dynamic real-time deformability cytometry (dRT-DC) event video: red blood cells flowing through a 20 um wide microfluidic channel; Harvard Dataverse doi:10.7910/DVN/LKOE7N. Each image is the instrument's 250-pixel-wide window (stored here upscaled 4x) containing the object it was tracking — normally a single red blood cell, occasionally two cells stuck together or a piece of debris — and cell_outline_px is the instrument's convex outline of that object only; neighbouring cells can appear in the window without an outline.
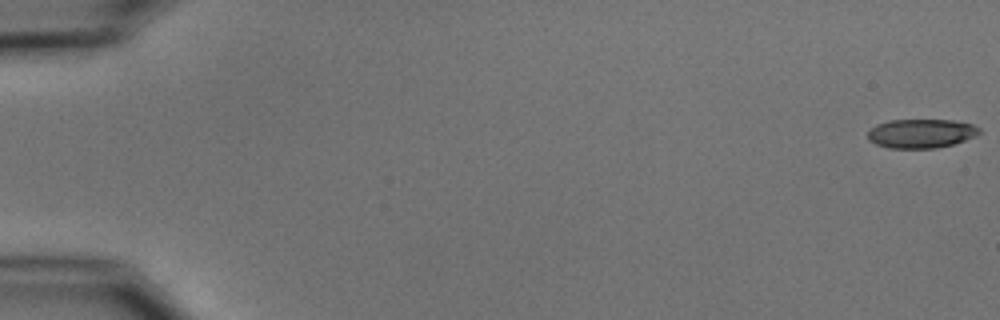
{"species": "common noctule bat (a hibernating species)", "species_latin": "Nyctalus noctula", "temperature_condition": "cold", "stored_images_in_passage": 17, "camera_frame_rate_fps": 3000, "um_per_image_px": 0.085, "animal": {"sex": "male", "body_mass_g": 15.6}, "frame": {"image": 1, "passage_image": 1, "time_ms": 0.0, "image_size_px": [1000, 320], "cell_outline_px": [[980, 132], [976, 136], [952, 144], [936, 148], [888, 148], [876, 144], [868, 140], [868, 132], [876, 124], [888, 120], [952, 120], [972, 124], [980, 128]], "centroid_in_image_um": [78.28, 11.34], "position_along_channel_um": 6.7, "area_um2": 18.84}}
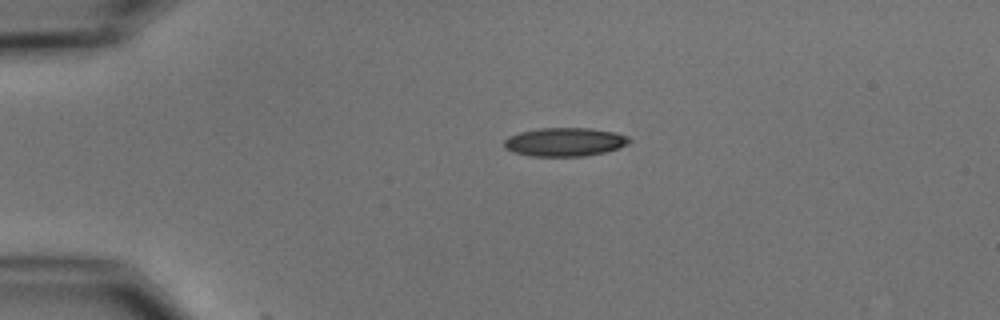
{"frame": {"image": 2, "passage_image": 13, "time_ms": 4.0, "image_size_px": [1000, 320], "cell_outline_px": [[632, 140], [628, 144], [604, 152], [584, 156], [532, 156], [512, 152], [504, 148], [504, 140], [508, 136], [520, 132], [540, 128], [588, 128], [612, 132], [628, 136]], "centroid_in_image_um": [47.97, 12.07], "position_along_channel_um": 37.0, "area_um2": 20.75}}